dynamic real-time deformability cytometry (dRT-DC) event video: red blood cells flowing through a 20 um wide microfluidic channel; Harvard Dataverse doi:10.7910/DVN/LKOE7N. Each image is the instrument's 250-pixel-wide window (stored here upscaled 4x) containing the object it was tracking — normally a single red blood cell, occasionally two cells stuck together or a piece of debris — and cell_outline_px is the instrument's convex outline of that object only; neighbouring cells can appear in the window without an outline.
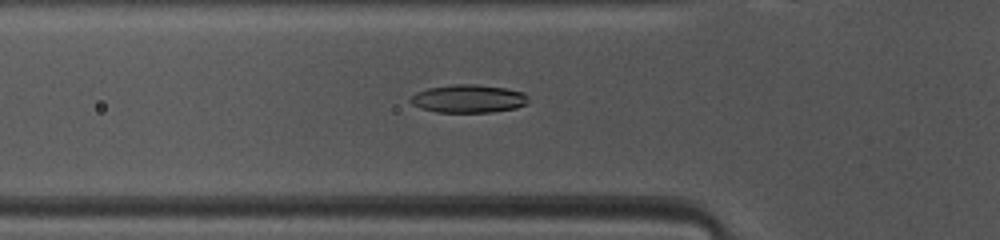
{"species": "common noctule bat (a hibernating species)", "species_latin": "Nyctalus noctula", "temperature_condition": "warm", "stored_images_in_passage": 41, "camera_frame_rate_fps": 3000, "um_per_image_px": 0.085, "animal": {"sex": "female", "body_mass_g": 10.0, "forearm_length_mm": 53.1}, "frame": {"image": 1, "passage_image": 8, "time_ms": 2.333, "image_size_px": [1000, 240], "cell_outline_px": [[528, 104], [516, 108], [492, 112], [436, 112], [420, 108], [412, 104], [408, 100], [416, 92], [428, 88], [456, 84], [476, 84], [504, 88], [524, 92], [528, 96]], "centroid_in_image_um": [39.82, 8.39], "position_along_channel_um": 86.0, "area_um2": 19.36}}
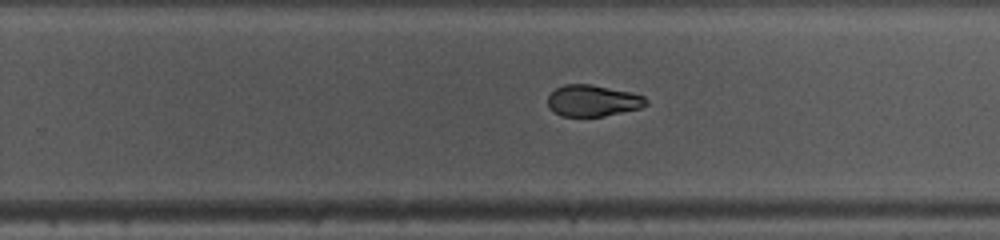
{"frame": {"image": 2, "passage_image": 22, "time_ms": 7.0, "image_size_px": [1000, 240], "cell_outline_px": [[648, 104], [640, 108], [604, 116], [560, 116], [552, 112], [548, 108], [548, 96], [556, 88], [564, 84], [592, 84], [632, 92], [644, 96], [648, 100]], "centroid_in_image_um": [50.38, 8.55], "position_along_channel_um": 279.4, "area_um2": 18.21}}
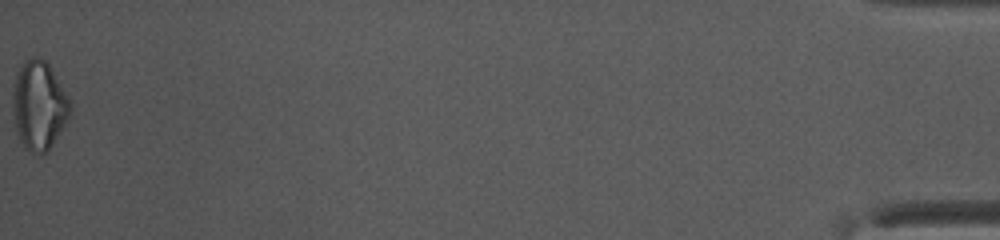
{"frame": {"image": 3, "passage_image": 41, "time_ms": 13.333, "image_size_px": [1000, 240], "cell_outline_px": [[72, 108], [64, 124], [48, 152], [40, 156], [24, 148], [20, 140], [16, 128], [12, 100], [12, 92], [16, 72], [32, 56], [40, 56], [48, 64], [72, 100]], "centroid_in_image_um": [3.32, 8.97], "position_along_channel_um": 431.9, "area_um2": 29.77}, "authors_computed_cell_mechanics": {"area_um2": 19.4208, "velocity_mm_per_s": 4.1219, "shape_relaxation_time_tau1_ms": 3.2414, "shape_relaxation_time_tau2_ms": 4.4172, "deformation_change_tau1": 0.1525, "deformation_change_tau2": 0.0824}}